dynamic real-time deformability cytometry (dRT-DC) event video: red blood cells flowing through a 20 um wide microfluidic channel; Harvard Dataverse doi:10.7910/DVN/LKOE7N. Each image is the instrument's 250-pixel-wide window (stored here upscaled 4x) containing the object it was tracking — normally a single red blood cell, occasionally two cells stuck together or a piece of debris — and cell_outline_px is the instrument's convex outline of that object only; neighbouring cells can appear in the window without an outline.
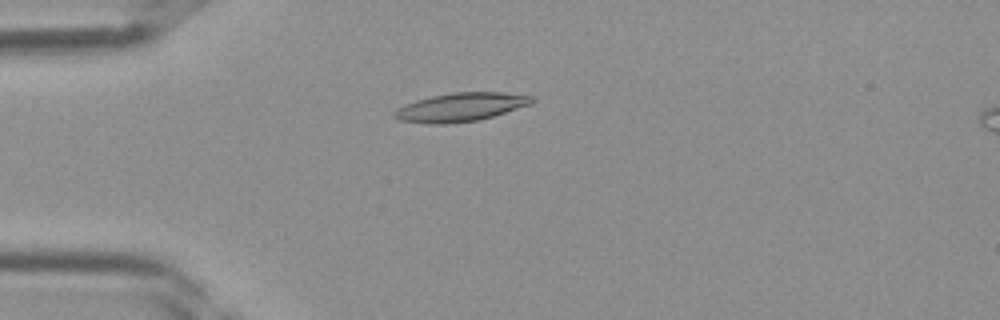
{"species": "Egyptian fruit bat (a non-hibernating species)", "species_latin": "Rousettus aegyptiacus", "temperature_condition": "room temperature", "stored_images_in_passage": 40, "camera_frame_rate_fps": 3000, "um_per_image_px": 0.085, "frame": {"image": 1, "passage_image": 11, "time_ms": 3.333, "image_size_px": [1000, 320], "cell_outline_px": [[536, 100], [532, 104], [492, 116], [476, 120], [444, 124], [432, 124], [400, 120], [392, 116], [392, 112], [396, 108], [404, 104], [416, 100], [432, 96], [452, 92], [500, 92], [536, 96]], "centroid_in_image_um": [39.15, 9.09], "position_along_channel_um": 45.8, "area_um2": 22.95}}
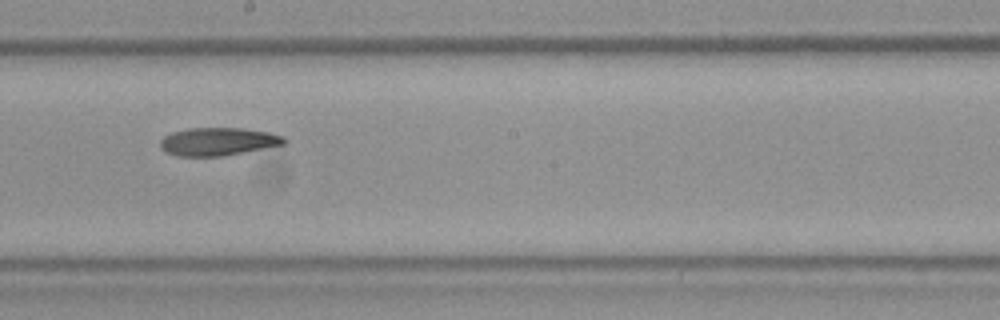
{"frame": {"image": 2, "passage_image": 23, "time_ms": 7.333, "image_size_px": [1000, 320], "cell_outline_px": [[288, 140], [284, 144], [224, 156], [176, 156], [164, 152], [160, 148], [160, 140], [164, 136], [172, 132], [188, 128], [244, 128], [268, 132], [284, 136]], "centroid_in_image_um": [18.51, 12.03], "position_along_channel_um": 229.7, "area_um2": 20.35}}
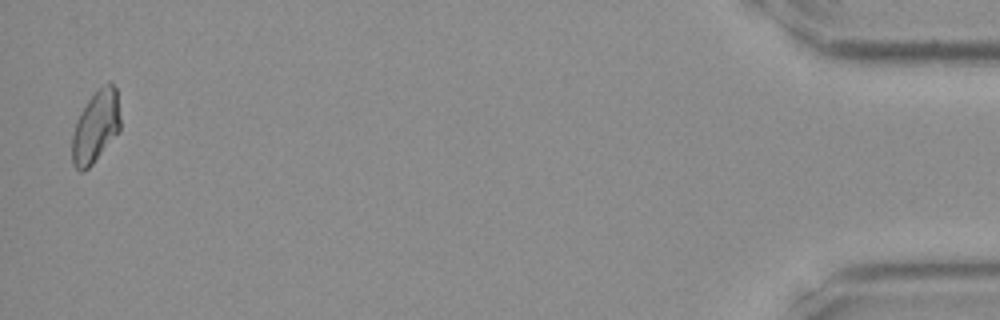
{"frame": {"image": 3, "passage_image": 40, "time_ms": 13.0, "image_size_px": [1000, 320], "cell_outline_px": [[120, 132], [92, 164], [84, 172], [80, 172], [72, 164], [72, 136], [76, 120], [80, 112], [88, 100], [108, 80], [116, 88], [120, 116]], "centroid_in_image_um": [8.14, 10.79], "position_along_channel_um": 427.1, "area_um2": 20.35}}